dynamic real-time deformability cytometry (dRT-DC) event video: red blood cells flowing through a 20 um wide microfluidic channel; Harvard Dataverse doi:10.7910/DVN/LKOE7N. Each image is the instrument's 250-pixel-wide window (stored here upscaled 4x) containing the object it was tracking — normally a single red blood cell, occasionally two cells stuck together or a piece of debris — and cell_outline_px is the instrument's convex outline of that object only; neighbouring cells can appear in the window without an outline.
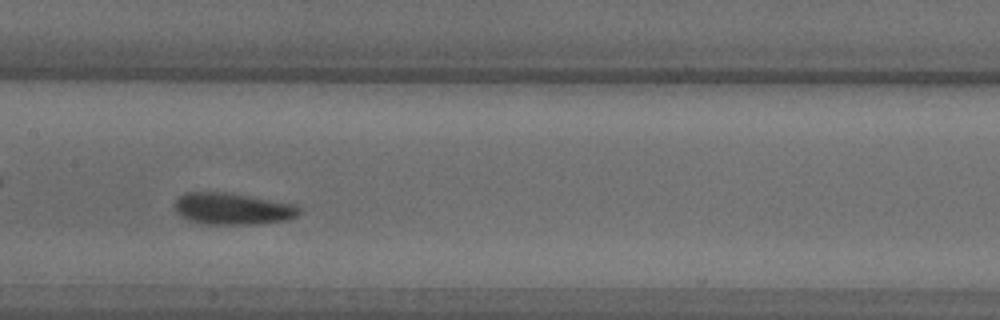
{"species": "common noctule bat (a hibernating species)", "species_latin": "Nyctalus noctula", "temperature_condition": "warm", "stored_images_in_passage": 22, "camera_frame_rate_fps": 3000, "um_per_image_px": 0.085, "animal": {"sex": "male", "body_mass_g": 18.8}, "frame": {"image": 1, "passage_image": 7, "time_ms": 2.0, "image_size_px": [1000, 320], "cell_outline_px": [[300, 212], [296, 216], [288, 220], [256, 224], [204, 224], [188, 220], [180, 216], [176, 212], [176, 200], [184, 192], [224, 192], [296, 204], [300, 208]], "centroid_in_image_um": [19.77, 17.75], "position_along_channel_um": 187.6, "area_um2": 22.95}}
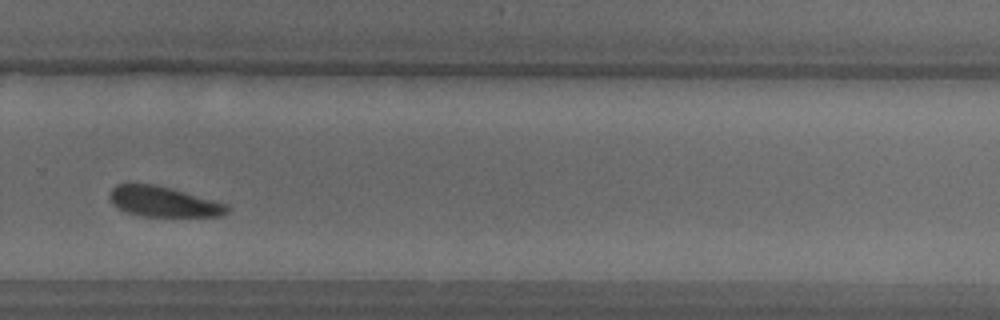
{"frame": {"image": 2, "passage_image": 13, "time_ms": 4.0, "image_size_px": [1000, 320], "cell_outline_px": [[228, 212], [220, 216], [140, 216], [128, 212], [112, 204], [108, 200], [108, 192], [116, 184], [152, 184], [172, 188], [228, 204]], "centroid_in_image_um": [13.86, 17.13], "position_along_channel_um": 315.9, "area_um2": 20.75}}
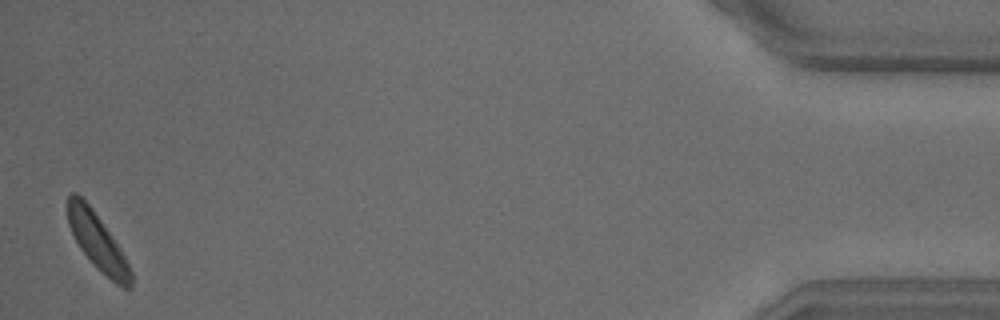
{"frame": {"image": 3, "passage_image": 22, "time_ms": 7.0, "image_size_px": [1000, 320], "cell_outline_px": [[132, 288], [124, 288], [116, 284], [80, 248], [68, 224], [68, 196], [72, 192], [76, 192], [92, 208], [120, 248], [132, 272]], "centroid_in_image_um": [8.3, 20.52], "position_along_channel_um": 426.9, "area_um2": 19.88}}